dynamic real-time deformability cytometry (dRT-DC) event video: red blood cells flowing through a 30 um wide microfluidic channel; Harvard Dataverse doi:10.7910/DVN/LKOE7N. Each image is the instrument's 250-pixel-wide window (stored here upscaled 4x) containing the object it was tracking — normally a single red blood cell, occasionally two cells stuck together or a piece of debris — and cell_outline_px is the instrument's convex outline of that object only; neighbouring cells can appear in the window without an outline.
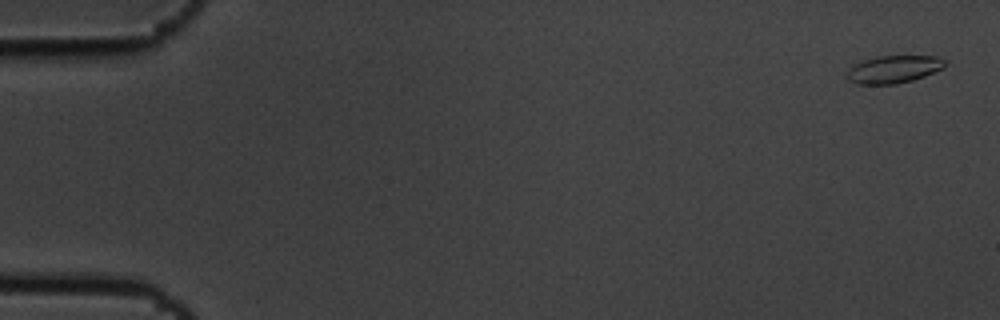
{"species": "common noctule bat (a hibernating species)", "species_latin": "Nyctalus noctula", "temperature_condition": "cold", "stored_images_in_passage": 9, "camera_frame_rate_fps": 3000, "um_per_image_px": 0.085, "animal": {"sex": "male", "body_mass_g": 19.5, "forearm_length_mm": 54.6}, "frame": {"image": 1, "passage_image": 1, "time_ms": 0.0, "image_size_px": [1000, 320], "cell_outline_px": [[944, 68], [924, 76], [912, 80], [896, 84], [856, 84], [848, 80], [848, 72], [852, 64], [864, 60], [880, 56], [936, 56], [944, 60]], "centroid_in_image_um": [75.94, 5.89], "position_along_channel_um": 9.1, "area_um2": 15.61}}
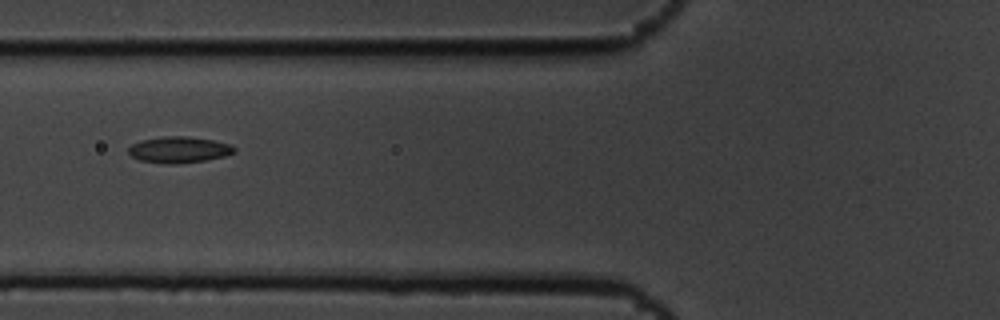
{"frame": {"image": 2, "passage_image": 7, "time_ms": 2.0, "image_size_px": [1000, 320], "cell_outline_px": [[236, 152], [224, 156], [204, 160], [180, 164], [164, 164], [140, 160], [132, 156], [128, 152], [128, 148], [132, 144], [144, 140], [164, 136], [188, 136], [212, 140], [232, 144], [236, 148]], "centroid_in_image_um": [15.24, 12.73], "position_along_channel_um": 110.6, "area_um2": 16.18}}
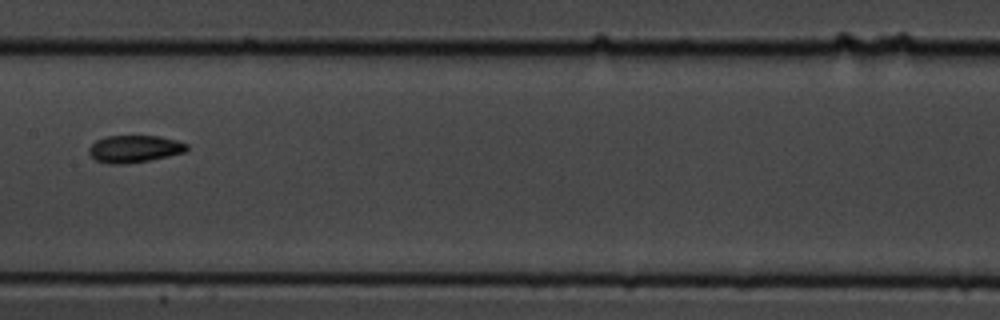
{"frame": {"image": 3, "passage_image": 9, "time_ms": 2.667, "image_size_px": [1000, 320], "cell_outline_px": [[188, 148], [184, 152], [168, 156], [148, 160], [124, 164], [108, 164], [96, 160], [88, 152], [88, 148], [96, 140], [104, 136], [160, 136], [176, 140], [188, 144]], "centroid_in_image_um": [11.4, 12.65], "position_along_channel_um": 196.0, "area_um2": 15.49}}